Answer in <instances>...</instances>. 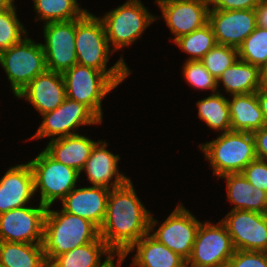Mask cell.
Instances as JSON below:
<instances>
[{
	"label": "cell",
	"instance_id": "cb8c5ba5",
	"mask_svg": "<svg viewBox=\"0 0 267 267\" xmlns=\"http://www.w3.org/2000/svg\"><path fill=\"white\" fill-rule=\"evenodd\" d=\"M228 104L232 131L253 133L266 125L256 92L232 95Z\"/></svg>",
	"mask_w": 267,
	"mask_h": 267
},
{
	"label": "cell",
	"instance_id": "e0dca14e",
	"mask_svg": "<svg viewBox=\"0 0 267 267\" xmlns=\"http://www.w3.org/2000/svg\"><path fill=\"white\" fill-rule=\"evenodd\" d=\"M16 97L28 100L41 115L55 110L66 98L62 73L46 70L36 76Z\"/></svg>",
	"mask_w": 267,
	"mask_h": 267
},
{
	"label": "cell",
	"instance_id": "7402d4cb",
	"mask_svg": "<svg viewBox=\"0 0 267 267\" xmlns=\"http://www.w3.org/2000/svg\"><path fill=\"white\" fill-rule=\"evenodd\" d=\"M96 143V141L78 133L50 140L43 150L57 162L71 167L81 174V170Z\"/></svg>",
	"mask_w": 267,
	"mask_h": 267
},
{
	"label": "cell",
	"instance_id": "ba28073f",
	"mask_svg": "<svg viewBox=\"0 0 267 267\" xmlns=\"http://www.w3.org/2000/svg\"><path fill=\"white\" fill-rule=\"evenodd\" d=\"M34 177L35 194L40 189V203L51 207L76 187L80 173L50 157L44 150L29 162Z\"/></svg>",
	"mask_w": 267,
	"mask_h": 267
},
{
	"label": "cell",
	"instance_id": "2e32d148",
	"mask_svg": "<svg viewBox=\"0 0 267 267\" xmlns=\"http://www.w3.org/2000/svg\"><path fill=\"white\" fill-rule=\"evenodd\" d=\"M156 3L175 36L173 41L208 22L209 0H156Z\"/></svg>",
	"mask_w": 267,
	"mask_h": 267
},
{
	"label": "cell",
	"instance_id": "8d00e7d4",
	"mask_svg": "<svg viewBox=\"0 0 267 267\" xmlns=\"http://www.w3.org/2000/svg\"><path fill=\"white\" fill-rule=\"evenodd\" d=\"M261 0H209L213 10H256Z\"/></svg>",
	"mask_w": 267,
	"mask_h": 267
},
{
	"label": "cell",
	"instance_id": "ee69618b",
	"mask_svg": "<svg viewBox=\"0 0 267 267\" xmlns=\"http://www.w3.org/2000/svg\"><path fill=\"white\" fill-rule=\"evenodd\" d=\"M183 267H204V266H198V265H195V264H191L187 261H185L184 263V266Z\"/></svg>",
	"mask_w": 267,
	"mask_h": 267
},
{
	"label": "cell",
	"instance_id": "ffe728a7",
	"mask_svg": "<svg viewBox=\"0 0 267 267\" xmlns=\"http://www.w3.org/2000/svg\"><path fill=\"white\" fill-rule=\"evenodd\" d=\"M107 146L106 141H97L81 172L86 171L92 186H102L111 190L124 185L129 178L121 174L117 167L120 156L108 151ZM113 178L115 179L110 183Z\"/></svg>",
	"mask_w": 267,
	"mask_h": 267
},
{
	"label": "cell",
	"instance_id": "277c9868",
	"mask_svg": "<svg viewBox=\"0 0 267 267\" xmlns=\"http://www.w3.org/2000/svg\"><path fill=\"white\" fill-rule=\"evenodd\" d=\"M219 178L229 173H241L257 158L255 140L250 132L228 131L199 146Z\"/></svg>",
	"mask_w": 267,
	"mask_h": 267
},
{
	"label": "cell",
	"instance_id": "9a60e30c",
	"mask_svg": "<svg viewBox=\"0 0 267 267\" xmlns=\"http://www.w3.org/2000/svg\"><path fill=\"white\" fill-rule=\"evenodd\" d=\"M210 23L217 44L238 49L256 29L255 10H213L209 8Z\"/></svg>",
	"mask_w": 267,
	"mask_h": 267
},
{
	"label": "cell",
	"instance_id": "5bb4252c",
	"mask_svg": "<svg viewBox=\"0 0 267 267\" xmlns=\"http://www.w3.org/2000/svg\"><path fill=\"white\" fill-rule=\"evenodd\" d=\"M200 223L180 203L150 235L187 261L191 255Z\"/></svg>",
	"mask_w": 267,
	"mask_h": 267
},
{
	"label": "cell",
	"instance_id": "603a6c76",
	"mask_svg": "<svg viewBox=\"0 0 267 267\" xmlns=\"http://www.w3.org/2000/svg\"><path fill=\"white\" fill-rule=\"evenodd\" d=\"M219 178L227 181V195L232 210H245L267 214V192L255 188L242 173H229Z\"/></svg>",
	"mask_w": 267,
	"mask_h": 267
},
{
	"label": "cell",
	"instance_id": "74e56055",
	"mask_svg": "<svg viewBox=\"0 0 267 267\" xmlns=\"http://www.w3.org/2000/svg\"><path fill=\"white\" fill-rule=\"evenodd\" d=\"M255 140L256 156L267 161V125L252 133Z\"/></svg>",
	"mask_w": 267,
	"mask_h": 267
},
{
	"label": "cell",
	"instance_id": "ac0fdd59",
	"mask_svg": "<svg viewBox=\"0 0 267 267\" xmlns=\"http://www.w3.org/2000/svg\"><path fill=\"white\" fill-rule=\"evenodd\" d=\"M110 189L91 186L72 189L62 200V210L94 223L98 228L106 214L107 198Z\"/></svg>",
	"mask_w": 267,
	"mask_h": 267
},
{
	"label": "cell",
	"instance_id": "b9f144b4",
	"mask_svg": "<svg viewBox=\"0 0 267 267\" xmlns=\"http://www.w3.org/2000/svg\"><path fill=\"white\" fill-rule=\"evenodd\" d=\"M15 2L14 0H0V9H3L5 7H8Z\"/></svg>",
	"mask_w": 267,
	"mask_h": 267
},
{
	"label": "cell",
	"instance_id": "9c48e42d",
	"mask_svg": "<svg viewBox=\"0 0 267 267\" xmlns=\"http://www.w3.org/2000/svg\"><path fill=\"white\" fill-rule=\"evenodd\" d=\"M216 224L200 223L187 262L204 267L227 266L235 248L225 225L221 221Z\"/></svg>",
	"mask_w": 267,
	"mask_h": 267
},
{
	"label": "cell",
	"instance_id": "e575fe53",
	"mask_svg": "<svg viewBox=\"0 0 267 267\" xmlns=\"http://www.w3.org/2000/svg\"><path fill=\"white\" fill-rule=\"evenodd\" d=\"M226 267H267V252L235 250Z\"/></svg>",
	"mask_w": 267,
	"mask_h": 267
},
{
	"label": "cell",
	"instance_id": "f1b7e54d",
	"mask_svg": "<svg viewBox=\"0 0 267 267\" xmlns=\"http://www.w3.org/2000/svg\"><path fill=\"white\" fill-rule=\"evenodd\" d=\"M34 9L38 13L37 21L45 23L70 21L81 18L86 9H81L76 0H33Z\"/></svg>",
	"mask_w": 267,
	"mask_h": 267
},
{
	"label": "cell",
	"instance_id": "3957f363",
	"mask_svg": "<svg viewBox=\"0 0 267 267\" xmlns=\"http://www.w3.org/2000/svg\"><path fill=\"white\" fill-rule=\"evenodd\" d=\"M99 237V228L91 221L48 207L42 241L47 264L56 256L96 241Z\"/></svg>",
	"mask_w": 267,
	"mask_h": 267
},
{
	"label": "cell",
	"instance_id": "d4e9b609",
	"mask_svg": "<svg viewBox=\"0 0 267 267\" xmlns=\"http://www.w3.org/2000/svg\"><path fill=\"white\" fill-rule=\"evenodd\" d=\"M102 255H107L103 263L101 262ZM113 255L116 254L99 237L96 241L56 256L48 267H103Z\"/></svg>",
	"mask_w": 267,
	"mask_h": 267
},
{
	"label": "cell",
	"instance_id": "836d02e7",
	"mask_svg": "<svg viewBox=\"0 0 267 267\" xmlns=\"http://www.w3.org/2000/svg\"><path fill=\"white\" fill-rule=\"evenodd\" d=\"M183 76L192 87L218 92L217 79L205 68L200 60H187L182 68Z\"/></svg>",
	"mask_w": 267,
	"mask_h": 267
},
{
	"label": "cell",
	"instance_id": "4dcf8cb0",
	"mask_svg": "<svg viewBox=\"0 0 267 267\" xmlns=\"http://www.w3.org/2000/svg\"><path fill=\"white\" fill-rule=\"evenodd\" d=\"M238 59L260 69L267 63V28L257 25L238 48Z\"/></svg>",
	"mask_w": 267,
	"mask_h": 267
},
{
	"label": "cell",
	"instance_id": "8fae6325",
	"mask_svg": "<svg viewBox=\"0 0 267 267\" xmlns=\"http://www.w3.org/2000/svg\"><path fill=\"white\" fill-rule=\"evenodd\" d=\"M48 207L24 206L0 214V240L17 243H42ZM36 240V241H35Z\"/></svg>",
	"mask_w": 267,
	"mask_h": 267
},
{
	"label": "cell",
	"instance_id": "d6986e66",
	"mask_svg": "<svg viewBox=\"0 0 267 267\" xmlns=\"http://www.w3.org/2000/svg\"><path fill=\"white\" fill-rule=\"evenodd\" d=\"M33 195L34 177L29 162L10 167L0 179V214L27 206Z\"/></svg>",
	"mask_w": 267,
	"mask_h": 267
},
{
	"label": "cell",
	"instance_id": "5b68a950",
	"mask_svg": "<svg viewBox=\"0 0 267 267\" xmlns=\"http://www.w3.org/2000/svg\"><path fill=\"white\" fill-rule=\"evenodd\" d=\"M156 18L158 17L150 14L140 0H128L109 11L101 17L109 47L113 46L111 50L114 52L132 45Z\"/></svg>",
	"mask_w": 267,
	"mask_h": 267
},
{
	"label": "cell",
	"instance_id": "7a4b0ae2",
	"mask_svg": "<svg viewBox=\"0 0 267 267\" xmlns=\"http://www.w3.org/2000/svg\"><path fill=\"white\" fill-rule=\"evenodd\" d=\"M75 49L77 64L104 72L117 86L131 72L124 59H120L107 70L110 50L105 27L101 17L86 12L75 19Z\"/></svg>",
	"mask_w": 267,
	"mask_h": 267
},
{
	"label": "cell",
	"instance_id": "6da1fadb",
	"mask_svg": "<svg viewBox=\"0 0 267 267\" xmlns=\"http://www.w3.org/2000/svg\"><path fill=\"white\" fill-rule=\"evenodd\" d=\"M157 222L138 199L129 179L124 185L110 190L99 235L116 255H120L154 231Z\"/></svg>",
	"mask_w": 267,
	"mask_h": 267
},
{
	"label": "cell",
	"instance_id": "52a82bcc",
	"mask_svg": "<svg viewBox=\"0 0 267 267\" xmlns=\"http://www.w3.org/2000/svg\"><path fill=\"white\" fill-rule=\"evenodd\" d=\"M66 97L86 105L102 121L101 101L117 85L102 71L75 64L62 73Z\"/></svg>",
	"mask_w": 267,
	"mask_h": 267
},
{
	"label": "cell",
	"instance_id": "8992f818",
	"mask_svg": "<svg viewBox=\"0 0 267 267\" xmlns=\"http://www.w3.org/2000/svg\"><path fill=\"white\" fill-rule=\"evenodd\" d=\"M0 64L8 76L14 96L36 76L47 70L42 45L27 37L9 49L1 51Z\"/></svg>",
	"mask_w": 267,
	"mask_h": 267
},
{
	"label": "cell",
	"instance_id": "60d3db41",
	"mask_svg": "<svg viewBox=\"0 0 267 267\" xmlns=\"http://www.w3.org/2000/svg\"><path fill=\"white\" fill-rule=\"evenodd\" d=\"M261 73V88L267 89V63L260 69Z\"/></svg>",
	"mask_w": 267,
	"mask_h": 267
},
{
	"label": "cell",
	"instance_id": "ab89813d",
	"mask_svg": "<svg viewBox=\"0 0 267 267\" xmlns=\"http://www.w3.org/2000/svg\"><path fill=\"white\" fill-rule=\"evenodd\" d=\"M257 100L267 125V89L260 88L257 92Z\"/></svg>",
	"mask_w": 267,
	"mask_h": 267
},
{
	"label": "cell",
	"instance_id": "4fadbf2b",
	"mask_svg": "<svg viewBox=\"0 0 267 267\" xmlns=\"http://www.w3.org/2000/svg\"><path fill=\"white\" fill-rule=\"evenodd\" d=\"M42 44L47 70L63 73L77 64L75 19L44 23Z\"/></svg>",
	"mask_w": 267,
	"mask_h": 267
},
{
	"label": "cell",
	"instance_id": "484cf974",
	"mask_svg": "<svg viewBox=\"0 0 267 267\" xmlns=\"http://www.w3.org/2000/svg\"><path fill=\"white\" fill-rule=\"evenodd\" d=\"M220 82L231 96L255 93L261 88L260 68L237 59L219 76L217 86Z\"/></svg>",
	"mask_w": 267,
	"mask_h": 267
},
{
	"label": "cell",
	"instance_id": "f35d334b",
	"mask_svg": "<svg viewBox=\"0 0 267 267\" xmlns=\"http://www.w3.org/2000/svg\"><path fill=\"white\" fill-rule=\"evenodd\" d=\"M255 11L257 15V25L267 28V0H261Z\"/></svg>",
	"mask_w": 267,
	"mask_h": 267
},
{
	"label": "cell",
	"instance_id": "f546056e",
	"mask_svg": "<svg viewBox=\"0 0 267 267\" xmlns=\"http://www.w3.org/2000/svg\"><path fill=\"white\" fill-rule=\"evenodd\" d=\"M191 56L187 60H201L216 44L215 35L209 22L190 34L180 36L174 41Z\"/></svg>",
	"mask_w": 267,
	"mask_h": 267
},
{
	"label": "cell",
	"instance_id": "d590c367",
	"mask_svg": "<svg viewBox=\"0 0 267 267\" xmlns=\"http://www.w3.org/2000/svg\"><path fill=\"white\" fill-rule=\"evenodd\" d=\"M241 173L255 188L267 192V161L256 158Z\"/></svg>",
	"mask_w": 267,
	"mask_h": 267
},
{
	"label": "cell",
	"instance_id": "30bf717a",
	"mask_svg": "<svg viewBox=\"0 0 267 267\" xmlns=\"http://www.w3.org/2000/svg\"><path fill=\"white\" fill-rule=\"evenodd\" d=\"M42 123L30 139L52 137L51 140L69 135L80 126L101 124L102 121L84 104L65 98L55 110L43 115Z\"/></svg>",
	"mask_w": 267,
	"mask_h": 267
},
{
	"label": "cell",
	"instance_id": "44dd1931",
	"mask_svg": "<svg viewBox=\"0 0 267 267\" xmlns=\"http://www.w3.org/2000/svg\"><path fill=\"white\" fill-rule=\"evenodd\" d=\"M136 254L132 261L134 267H183L185 260L164 244L158 242L150 235V232L140 238L126 253L118 256L117 264L121 267L122 262L131 251Z\"/></svg>",
	"mask_w": 267,
	"mask_h": 267
},
{
	"label": "cell",
	"instance_id": "7c38bea8",
	"mask_svg": "<svg viewBox=\"0 0 267 267\" xmlns=\"http://www.w3.org/2000/svg\"><path fill=\"white\" fill-rule=\"evenodd\" d=\"M235 250L267 252V214L231 210L221 220Z\"/></svg>",
	"mask_w": 267,
	"mask_h": 267
},
{
	"label": "cell",
	"instance_id": "d6a6232c",
	"mask_svg": "<svg viewBox=\"0 0 267 267\" xmlns=\"http://www.w3.org/2000/svg\"><path fill=\"white\" fill-rule=\"evenodd\" d=\"M237 59L238 49L216 44L200 61L211 75L218 79Z\"/></svg>",
	"mask_w": 267,
	"mask_h": 267
},
{
	"label": "cell",
	"instance_id": "7bdbcfd3",
	"mask_svg": "<svg viewBox=\"0 0 267 267\" xmlns=\"http://www.w3.org/2000/svg\"><path fill=\"white\" fill-rule=\"evenodd\" d=\"M116 255H114L108 262L105 266L103 267H115V264H114V258H115Z\"/></svg>",
	"mask_w": 267,
	"mask_h": 267
},
{
	"label": "cell",
	"instance_id": "4316f807",
	"mask_svg": "<svg viewBox=\"0 0 267 267\" xmlns=\"http://www.w3.org/2000/svg\"><path fill=\"white\" fill-rule=\"evenodd\" d=\"M1 267H48L42 243H17L1 241Z\"/></svg>",
	"mask_w": 267,
	"mask_h": 267
},
{
	"label": "cell",
	"instance_id": "83f0119b",
	"mask_svg": "<svg viewBox=\"0 0 267 267\" xmlns=\"http://www.w3.org/2000/svg\"><path fill=\"white\" fill-rule=\"evenodd\" d=\"M196 103L198 116L208 127L222 133L232 130L228 99L219 91Z\"/></svg>",
	"mask_w": 267,
	"mask_h": 267
},
{
	"label": "cell",
	"instance_id": "1f68e13d",
	"mask_svg": "<svg viewBox=\"0 0 267 267\" xmlns=\"http://www.w3.org/2000/svg\"><path fill=\"white\" fill-rule=\"evenodd\" d=\"M15 7L12 4L0 9V52L18 44L27 36V31L17 18Z\"/></svg>",
	"mask_w": 267,
	"mask_h": 267
}]
</instances>
